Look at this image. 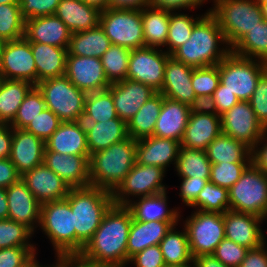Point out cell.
Instances as JSON below:
<instances>
[{"mask_svg": "<svg viewBox=\"0 0 267 267\" xmlns=\"http://www.w3.org/2000/svg\"><path fill=\"white\" fill-rule=\"evenodd\" d=\"M132 219L126 206L113 204L76 259L92 267L127 266V240Z\"/></svg>", "mask_w": 267, "mask_h": 267, "instance_id": "cell-1", "label": "cell"}, {"mask_svg": "<svg viewBox=\"0 0 267 267\" xmlns=\"http://www.w3.org/2000/svg\"><path fill=\"white\" fill-rule=\"evenodd\" d=\"M230 52L231 48L209 8L196 22L190 38L171 56L186 65L198 68L217 65Z\"/></svg>", "mask_w": 267, "mask_h": 267, "instance_id": "cell-2", "label": "cell"}, {"mask_svg": "<svg viewBox=\"0 0 267 267\" xmlns=\"http://www.w3.org/2000/svg\"><path fill=\"white\" fill-rule=\"evenodd\" d=\"M73 213L76 257L98 229L113 203L112 192L98 187L71 188L65 198Z\"/></svg>", "mask_w": 267, "mask_h": 267, "instance_id": "cell-3", "label": "cell"}, {"mask_svg": "<svg viewBox=\"0 0 267 267\" xmlns=\"http://www.w3.org/2000/svg\"><path fill=\"white\" fill-rule=\"evenodd\" d=\"M136 147L137 140L128 137L92 153L89 159L90 186L113 192L136 163Z\"/></svg>", "mask_w": 267, "mask_h": 267, "instance_id": "cell-4", "label": "cell"}, {"mask_svg": "<svg viewBox=\"0 0 267 267\" xmlns=\"http://www.w3.org/2000/svg\"><path fill=\"white\" fill-rule=\"evenodd\" d=\"M39 227L52 243L57 258H76V230L66 199L41 204Z\"/></svg>", "mask_w": 267, "mask_h": 267, "instance_id": "cell-5", "label": "cell"}, {"mask_svg": "<svg viewBox=\"0 0 267 267\" xmlns=\"http://www.w3.org/2000/svg\"><path fill=\"white\" fill-rule=\"evenodd\" d=\"M216 17L230 48L264 20L258 0H213Z\"/></svg>", "mask_w": 267, "mask_h": 267, "instance_id": "cell-6", "label": "cell"}, {"mask_svg": "<svg viewBox=\"0 0 267 267\" xmlns=\"http://www.w3.org/2000/svg\"><path fill=\"white\" fill-rule=\"evenodd\" d=\"M35 86L42 93L46 108L62 122L82 120L87 93L77 88L65 75L42 80Z\"/></svg>", "mask_w": 267, "mask_h": 267, "instance_id": "cell-7", "label": "cell"}, {"mask_svg": "<svg viewBox=\"0 0 267 267\" xmlns=\"http://www.w3.org/2000/svg\"><path fill=\"white\" fill-rule=\"evenodd\" d=\"M218 65L224 89L234 93L240 101H249L260 76L267 70V62L241 57L230 52Z\"/></svg>", "mask_w": 267, "mask_h": 267, "instance_id": "cell-8", "label": "cell"}, {"mask_svg": "<svg viewBox=\"0 0 267 267\" xmlns=\"http://www.w3.org/2000/svg\"><path fill=\"white\" fill-rule=\"evenodd\" d=\"M230 210L267 220V175L251 163L229 189Z\"/></svg>", "mask_w": 267, "mask_h": 267, "instance_id": "cell-9", "label": "cell"}, {"mask_svg": "<svg viewBox=\"0 0 267 267\" xmlns=\"http://www.w3.org/2000/svg\"><path fill=\"white\" fill-rule=\"evenodd\" d=\"M191 256L213 254L225 238L224 215L196 210L185 222Z\"/></svg>", "mask_w": 267, "mask_h": 267, "instance_id": "cell-10", "label": "cell"}, {"mask_svg": "<svg viewBox=\"0 0 267 267\" xmlns=\"http://www.w3.org/2000/svg\"><path fill=\"white\" fill-rule=\"evenodd\" d=\"M99 24L111 44L130 50L145 47L141 11L105 9L101 11Z\"/></svg>", "mask_w": 267, "mask_h": 267, "instance_id": "cell-11", "label": "cell"}, {"mask_svg": "<svg viewBox=\"0 0 267 267\" xmlns=\"http://www.w3.org/2000/svg\"><path fill=\"white\" fill-rule=\"evenodd\" d=\"M167 170L154 165L135 163L124 180L112 192L113 203L119 206L128 205L132 197L140 198L160 194L167 190L162 183Z\"/></svg>", "mask_w": 267, "mask_h": 267, "instance_id": "cell-12", "label": "cell"}, {"mask_svg": "<svg viewBox=\"0 0 267 267\" xmlns=\"http://www.w3.org/2000/svg\"><path fill=\"white\" fill-rule=\"evenodd\" d=\"M220 118L222 134L244 143L251 150L267 131L258 121L249 101H239Z\"/></svg>", "mask_w": 267, "mask_h": 267, "instance_id": "cell-13", "label": "cell"}, {"mask_svg": "<svg viewBox=\"0 0 267 267\" xmlns=\"http://www.w3.org/2000/svg\"><path fill=\"white\" fill-rule=\"evenodd\" d=\"M169 56L170 54L164 49L156 47L131 50L126 79L149 85L159 92L163 86L165 66Z\"/></svg>", "mask_w": 267, "mask_h": 267, "instance_id": "cell-14", "label": "cell"}, {"mask_svg": "<svg viewBox=\"0 0 267 267\" xmlns=\"http://www.w3.org/2000/svg\"><path fill=\"white\" fill-rule=\"evenodd\" d=\"M0 77L8 80H25L37 84V69L31 42L25 37L6 41L0 53Z\"/></svg>", "mask_w": 267, "mask_h": 267, "instance_id": "cell-15", "label": "cell"}, {"mask_svg": "<svg viewBox=\"0 0 267 267\" xmlns=\"http://www.w3.org/2000/svg\"><path fill=\"white\" fill-rule=\"evenodd\" d=\"M194 67L186 65L169 56L166 61L164 82L161 93L164 97L198 108L204 104L197 98L192 87V72Z\"/></svg>", "mask_w": 267, "mask_h": 267, "instance_id": "cell-16", "label": "cell"}, {"mask_svg": "<svg viewBox=\"0 0 267 267\" xmlns=\"http://www.w3.org/2000/svg\"><path fill=\"white\" fill-rule=\"evenodd\" d=\"M65 76L86 93L107 90L111 85L97 57L67 55Z\"/></svg>", "mask_w": 267, "mask_h": 267, "instance_id": "cell-17", "label": "cell"}, {"mask_svg": "<svg viewBox=\"0 0 267 267\" xmlns=\"http://www.w3.org/2000/svg\"><path fill=\"white\" fill-rule=\"evenodd\" d=\"M222 133L220 116L205 105L193 108L181 146L206 150L207 146Z\"/></svg>", "mask_w": 267, "mask_h": 267, "instance_id": "cell-18", "label": "cell"}, {"mask_svg": "<svg viewBox=\"0 0 267 267\" xmlns=\"http://www.w3.org/2000/svg\"><path fill=\"white\" fill-rule=\"evenodd\" d=\"M224 215L225 238L248 249H255L266 242L263 234L262 217L244 212L227 210Z\"/></svg>", "mask_w": 267, "mask_h": 267, "instance_id": "cell-19", "label": "cell"}, {"mask_svg": "<svg viewBox=\"0 0 267 267\" xmlns=\"http://www.w3.org/2000/svg\"><path fill=\"white\" fill-rule=\"evenodd\" d=\"M8 219L29 227L33 232L39 226L41 203L20 178L6 188ZM38 225V226H37Z\"/></svg>", "mask_w": 267, "mask_h": 267, "instance_id": "cell-20", "label": "cell"}, {"mask_svg": "<svg viewBox=\"0 0 267 267\" xmlns=\"http://www.w3.org/2000/svg\"><path fill=\"white\" fill-rule=\"evenodd\" d=\"M107 90L112 94L118 117L126 123L157 93L151 86L130 79L111 84Z\"/></svg>", "mask_w": 267, "mask_h": 267, "instance_id": "cell-21", "label": "cell"}, {"mask_svg": "<svg viewBox=\"0 0 267 267\" xmlns=\"http://www.w3.org/2000/svg\"><path fill=\"white\" fill-rule=\"evenodd\" d=\"M21 179L41 204L63 200L71 189L61 177L44 163L25 172Z\"/></svg>", "mask_w": 267, "mask_h": 267, "instance_id": "cell-22", "label": "cell"}, {"mask_svg": "<svg viewBox=\"0 0 267 267\" xmlns=\"http://www.w3.org/2000/svg\"><path fill=\"white\" fill-rule=\"evenodd\" d=\"M89 159L90 156L44 151L43 163L61 177L70 188H85L90 186Z\"/></svg>", "mask_w": 267, "mask_h": 267, "instance_id": "cell-23", "label": "cell"}, {"mask_svg": "<svg viewBox=\"0 0 267 267\" xmlns=\"http://www.w3.org/2000/svg\"><path fill=\"white\" fill-rule=\"evenodd\" d=\"M45 142L26 131L13 128L10 161L22 176L25 172L43 163Z\"/></svg>", "mask_w": 267, "mask_h": 267, "instance_id": "cell-24", "label": "cell"}, {"mask_svg": "<svg viewBox=\"0 0 267 267\" xmlns=\"http://www.w3.org/2000/svg\"><path fill=\"white\" fill-rule=\"evenodd\" d=\"M71 31L55 14L25 20V38L29 42H38L68 48Z\"/></svg>", "mask_w": 267, "mask_h": 267, "instance_id": "cell-25", "label": "cell"}, {"mask_svg": "<svg viewBox=\"0 0 267 267\" xmlns=\"http://www.w3.org/2000/svg\"><path fill=\"white\" fill-rule=\"evenodd\" d=\"M181 143L171 138L151 136L137 140L136 163L154 165L164 170L177 163Z\"/></svg>", "mask_w": 267, "mask_h": 267, "instance_id": "cell-26", "label": "cell"}, {"mask_svg": "<svg viewBox=\"0 0 267 267\" xmlns=\"http://www.w3.org/2000/svg\"><path fill=\"white\" fill-rule=\"evenodd\" d=\"M193 108L163 96L153 136L171 138L181 143Z\"/></svg>", "mask_w": 267, "mask_h": 267, "instance_id": "cell-27", "label": "cell"}, {"mask_svg": "<svg viewBox=\"0 0 267 267\" xmlns=\"http://www.w3.org/2000/svg\"><path fill=\"white\" fill-rule=\"evenodd\" d=\"M45 151L90 156L84 123L82 121L62 122L45 142Z\"/></svg>", "mask_w": 267, "mask_h": 267, "instance_id": "cell-28", "label": "cell"}, {"mask_svg": "<svg viewBox=\"0 0 267 267\" xmlns=\"http://www.w3.org/2000/svg\"><path fill=\"white\" fill-rule=\"evenodd\" d=\"M178 221H139L132 219L127 240V266L130 258L149 246L158 245Z\"/></svg>", "mask_w": 267, "mask_h": 267, "instance_id": "cell-29", "label": "cell"}, {"mask_svg": "<svg viewBox=\"0 0 267 267\" xmlns=\"http://www.w3.org/2000/svg\"><path fill=\"white\" fill-rule=\"evenodd\" d=\"M101 11L81 0H61L55 15L71 33L86 31L99 25Z\"/></svg>", "mask_w": 267, "mask_h": 267, "instance_id": "cell-30", "label": "cell"}, {"mask_svg": "<svg viewBox=\"0 0 267 267\" xmlns=\"http://www.w3.org/2000/svg\"><path fill=\"white\" fill-rule=\"evenodd\" d=\"M167 191L160 194L140 197L126 205L134 220L139 221H179L180 213L178 209H168Z\"/></svg>", "mask_w": 267, "mask_h": 267, "instance_id": "cell-31", "label": "cell"}, {"mask_svg": "<svg viewBox=\"0 0 267 267\" xmlns=\"http://www.w3.org/2000/svg\"><path fill=\"white\" fill-rule=\"evenodd\" d=\"M68 48L31 42V50L37 69V83L65 75Z\"/></svg>", "mask_w": 267, "mask_h": 267, "instance_id": "cell-32", "label": "cell"}, {"mask_svg": "<svg viewBox=\"0 0 267 267\" xmlns=\"http://www.w3.org/2000/svg\"><path fill=\"white\" fill-rule=\"evenodd\" d=\"M90 155L128 138L127 123L119 117L98 123H84Z\"/></svg>", "mask_w": 267, "mask_h": 267, "instance_id": "cell-33", "label": "cell"}, {"mask_svg": "<svg viewBox=\"0 0 267 267\" xmlns=\"http://www.w3.org/2000/svg\"><path fill=\"white\" fill-rule=\"evenodd\" d=\"M111 42L100 24L92 29L71 34L68 55L97 57L109 49Z\"/></svg>", "mask_w": 267, "mask_h": 267, "instance_id": "cell-34", "label": "cell"}, {"mask_svg": "<svg viewBox=\"0 0 267 267\" xmlns=\"http://www.w3.org/2000/svg\"><path fill=\"white\" fill-rule=\"evenodd\" d=\"M205 152L211 164L252 162V150L248 146L222 133L207 146Z\"/></svg>", "mask_w": 267, "mask_h": 267, "instance_id": "cell-35", "label": "cell"}, {"mask_svg": "<svg viewBox=\"0 0 267 267\" xmlns=\"http://www.w3.org/2000/svg\"><path fill=\"white\" fill-rule=\"evenodd\" d=\"M25 80H0V123L11 124L25 96L34 87Z\"/></svg>", "mask_w": 267, "mask_h": 267, "instance_id": "cell-36", "label": "cell"}, {"mask_svg": "<svg viewBox=\"0 0 267 267\" xmlns=\"http://www.w3.org/2000/svg\"><path fill=\"white\" fill-rule=\"evenodd\" d=\"M162 103L163 95L159 92L146 101L128 121V136L135 140L153 136Z\"/></svg>", "mask_w": 267, "mask_h": 267, "instance_id": "cell-37", "label": "cell"}, {"mask_svg": "<svg viewBox=\"0 0 267 267\" xmlns=\"http://www.w3.org/2000/svg\"><path fill=\"white\" fill-rule=\"evenodd\" d=\"M145 47L166 46L170 12L146 7L141 10Z\"/></svg>", "mask_w": 267, "mask_h": 267, "instance_id": "cell-38", "label": "cell"}, {"mask_svg": "<svg viewBox=\"0 0 267 267\" xmlns=\"http://www.w3.org/2000/svg\"><path fill=\"white\" fill-rule=\"evenodd\" d=\"M176 226H172L159 243L166 266L183 265L193 261L186 229L183 228L180 232Z\"/></svg>", "mask_w": 267, "mask_h": 267, "instance_id": "cell-39", "label": "cell"}, {"mask_svg": "<svg viewBox=\"0 0 267 267\" xmlns=\"http://www.w3.org/2000/svg\"><path fill=\"white\" fill-rule=\"evenodd\" d=\"M234 54L267 62V20L247 32L232 48Z\"/></svg>", "mask_w": 267, "mask_h": 267, "instance_id": "cell-40", "label": "cell"}, {"mask_svg": "<svg viewBox=\"0 0 267 267\" xmlns=\"http://www.w3.org/2000/svg\"><path fill=\"white\" fill-rule=\"evenodd\" d=\"M175 170L180 177L210 179L211 162L204 150L180 146Z\"/></svg>", "mask_w": 267, "mask_h": 267, "instance_id": "cell-41", "label": "cell"}, {"mask_svg": "<svg viewBox=\"0 0 267 267\" xmlns=\"http://www.w3.org/2000/svg\"><path fill=\"white\" fill-rule=\"evenodd\" d=\"M118 117L112 94L108 90L87 93L83 123H98Z\"/></svg>", "mask_w": 267, "mask_h": 267, "instance_id": "cell-42", "label": "cell"}, {"mask_svg": "<svg viewBox=\"0 0 267 267\" xmlns=\"http://www.w3.org/2000/svg\"><path fill=\"white\" fill-rule=\"evenodd\" d=\"M130 53L131 50L126 47L111 44L109 49L101 56L103 69L110 84L126 79Z\"/></svg>", "mask_w": 267, "mask_h": 267, "instance_id": "cell-43", "label": "cell"}, {"mask_svg": "<svg viewBox=\"0 0 267 267\" xmlns=\"http://www.w3.org/2000/svg\"><path fill=\"white\" fill-rule=\"evenodd\" d=\"M202 16L170 12L168 36L166 39L167 54H172L179 46L183 45L191 36L193 27Z\"/></svg>", "mask_w": 267, "mask_h": 267, "instance_id": "cell-44", "label": "cell"}, {"mask_svg": "<svg viewBox=\"0 0 267 267\" xmlns=\"http://www.w3.org/2000/svg\"><path fill=\"white\" fill-rule=\"evenodd\" d=\"M190 207L203 212L223 214L230 210L229 190L209 181Z\"/></svg>", "mask_w": 267, "mask_h": 267, "instance_id": "cell-45", "label": "cell"}, {"mask_svg": "<svg viewBox=\"0 0 267 267\" xmlns=\"http://www.w3.org/2000/svg\"><path fill=\"white\" fill-rule=\"evenodd\" d=\"M0 35L6 41L25 36V20L21 16L20 3L0 4Z\"/></svg>", "mask_w": 267, "mask_h": 267, "instance_id": "cell-46", "label": "cell"}, {"mask_svg": "<svg viewBox=\"0 0 267 267\" xmlns=\"http://www.w3.org/2000/svg\"><path fill=\"white\" fill-rule=\"evenodd\" d=\"M191 82L197 98L205 105L220 82L218 65L194 68Z\"/></svg>", "mask_w": 267, "mask_h": 267, "instance_id": "cell-47", "label": "cell"}, {"mask_svg": "<svg viewBox=\"0 0 267 267\" xmlns=\"http://www.w3.org/2000/svg\"><path fill=\"white\" fill-rule=\"evenodd\" d=\"M34 232L24 224L10 219H0V249L35 246L30 240Z\"/></svg>", "mask_w": 267, "mask_h": 267, "instance_id": "cell-48", "label": "cell"}, {"mask_svg": "<svg viewBox=\"0 0 267 267\" xmlns=\"http://www.w3.org/2000/svg\"><path fill=\"white\" fill-rule=\"evenodd\" d=\"M46 108L42 93L34 86L25 96L18 112L10 124L13 128L25 129L27 125Z\"/></svg>", "mask_w": 267, "mask_h": 267, "instance_id": "cell-49", "label": "cell"}, {"mask_svg": "<svg viewBox=\"0 0 267 267\" xmlns=\"http://www.w3.org/2000/svg\"><path fill=\"white\" fill-rule=\"evenodd\" d=\"M252 162H222L218 164H211L210 182L229 189L239 179L244 170Z\"/></svg>", "mask_w": 267, "mask_h": 267, "instance_id": "cell-50", "label": "cell"}, {"mask_svg": "<svg viewBox=\"0 0 267 267\" xmlns=\"http://www.w3.org/2000/svg\"><path fill=\"white\" fill-rule=\"evenodd\" d=\"M61 123L62 121L57 115L45 108L36 118L32 119L25 130L46 142Z\"/></svg>", "mask_w": 267, "mask_h": 267, "instance_id": "cell-51", "label": "cell"}, {"mask_svg": "<svg viewBox=\"0 0 267 267\" xmlns=\"http://www.w3.org/2000/svg\"><path fill=\"white\" fill-rule=\"evenodd\" d=\"M248 248L224 238L216 247L213 255L225 266L238 267L246 257Z\"/></svg>", "mask_w": 267, "mask_h": 267, "instance_id": "cell-52", "label": "cell"}, {"mask_svg": "<svg viewBox=\"0 0 267 267\" xmlns=\"http://www.w3.org/2000/svg\"><path fill=\"white\" fill-rule=\"evenodd\" d=\"M249 103L258 121L267 130V70L260 76Z\"/></svg>", "mask_w": 267, "mask_h": 267, "instance_id": "cell-53", "label": "cell"}, {"mask_svg": "<svg viewBox=\"0 0 267 267\" xmlns=\"http://www.w3.org/2000/svg\"><path fill=\"white\" fill-rule=\"evenodd\" d=\"M61 0H20L21 16L24 20L54 15Z\"/></svg>", "mask_w": 267, "mask_h": 267, "instance_id": "cell-54", "label": "cell"}, {"mask_svg": "<svg viewBox=\"0 0 267 267\" xmlns=\"http://www.w3.org/2000/svg\"><path fill=\"white\" fill-rule=\"evenodd\" d=\"M36 246L0 249V267H21L36 253Z\"/></svg>", "mask_w": 267, "mask_h": 267, "instance_id": "cell-55", "label": "cell"}, {"mask_svg": "<svg viewBox=\"0 0 267 267\" xmlns=\"http://www.w3.org/2000/svg\"><path fill=\"white\" fill-rule=\"evenodd\" d=\"M239 101L240 100L234 93L224 89V85L219 82L217 89L214 91L212 97L208 100L205 106L220 116L224 112L230 110Z\"/></svg>", "mask_w": 267, "mask_h": 267, "instance_id": "cell-56", "label": "cell"}, {"mask_svg": "<svg viewBox=\"0 0 267 267\" xmlns=\"http://www.w3.org/2000/svg\"><path fill=\"white\" fill-rule=\"evenodd\" d=\"M135 267H166L161 248L158 245L149 246L136 253L128 262Z\"/></svg>", "mask_w": 267, "mask_h": 267, "instance_id": "cell-57", "label": "cell"}, {"mask_svg": "<svg viewBox=\"0 0 267 267\" xmlns=\"http://www.w3.org/2000/svg\"><path fill=\"white\" fill-rule=\"evenodd\" d=\"M179 197L182 199L184 205L190 207L197 199L198 194L210 179L195 178V177H181Z\"/></svg>", "mask_w": 267, "mask_h": 267, "instance_id": "cell-58", "label": "cell"}, {"mask_svg": "<svg viewBox=\"0 0 267 267\" xmlns=\"http://www.w3.org/2000/svg\"><path fill=\"white\" fill-rule=\"evenodd\" d=\"M208 0H148V6L158 10L169 12L182 11L183 9L192 10L203 5ZM182 9V10H181Z\"/></svg>", "mask_w": 267, "mask_h": 267, "instance_id": "cell-59", "label": "cell"}, {"mask_svg": "<svg viewBox=\"0 0 267 267\" xmlns=\"http://www.w3.org/2000/svg\"><path fill=\"white\" fill-rule=\"evenodd\" d=\"M238 267H267V244L249 249L246 257Z\"/></svg>", "mask_w": 267, "mask_h": 267, "instance_id": "cell-60", "label": "cell"}, {"mask_svg": "<svg viewBox=\"0 0 267 267\" xmlns=\"http://www.w3.org/2000/svg\"><path fill=\"white\" fill-rule=\"evenodd\" d=\"M21 178L9 158L0 159V187L8 188Z\"/></svg>", "mask_w": 267, "mask_h": 267, "instance_id": "cell-61", "label": "cell"}, {"mask_svg": "<svg viewBox=\"0 0 267 267\" xmlns=\"http://www.w3.org/2000/svg\"><path fill=\"white\" fill-rule=\"evenodd\" d=\"M252 163L267 175V131L252 149Z\"/></svg>", "mask_w": 267, "mask_h": 267, "instance_id": "cell-62", "label": "cell"}, {"mask_svg": "<svg viewBox=\"0 0 267 267\" xmlns=\"http://www.w3.org/2000/svg\"><path fill=\"white\" fill-rule=\"evenodd\" d=\"M12 138L13 127L10 124L0 123V159L10 157Z\"/></svg>", "mask_w": 267, "mask_h": 267, "instance_id": "cell-63", "label": "cell"}, {"mask_svg": "<svg viewBox=\"0 0 267 267\" xmlns=\"http://www.w3.org/2000/svg\"><path fill=\"white\" fill-rule=\"evenodd\" d=\"M148 7V0H108L107 9L141 11Z\"/></svg>", "mask_w": 267, "mask_h": 267, "instance_id": "cell-64", "label": "cell"}, {"mask_svg": "<svg viewBox=\"0 0 267 267\" xmlns=\"http://www.w3.org/2000/svg\"><path fill=\"white\" fill-rule=\"evenodd\" d=\"M196 267H228L222 264L213 254L193 258Z\"/></svg>", "mask_w": 267, "mask_h": 267, "instance_id": "cell-65", "label": "cell"}, {"mask_svg": "<svg viewBox=\"0 0 267 267\" xmlns=\"http://www.w3.org/2000/svg\"><path fill=\"white\" fill-rule=\"evenodd\" d=\"M53 267H92L81 263L76 258H57Z\"/></svg>", "mask_w": 267, "mask_h": 267, "instance_id": "cell-66", "label": "cell"}, {"mask_svg": "<svg viewBox=\"0 0 267 267\" xmlns=\"http://www.w3.org/2000/svg\"><path fill=\"white\" fill-rule=\"evenodd\" d=\"M0 219H8L6 188L0 187Z\"/></svg>", "mask_w": 267, "mask_h": 267, "instance_id": "cell-67", "label": "cell"}, {"mask_svg": "<svg viewBox=\"0 0 267 267\" xmlns=\"http://www.w3.org/2000/svg\"><path fill=\"white\" fill-rule=\"evenodd\" d=\"M87 5L93 6L100 11L107 9L108 0H81Z\"/></svg>", "mask_w": 267, "mask_h": 267, "instance_id": "cell-68", "label": "cell"}, {"mask_svg": "<svg viewBox=\"0 0 267 267\" xmlns=\"http://www.w3.org/2000/svg\"><path fill=\"white\" fill-rule=\"evenodd\" d=\"M36 254H34L23 266L21 267H43L40 265L39 261L36 260Z\"/></svg>", "mask_w": 267, "mask_h": 267, "instance_id": "cell-69", "label": "cell"}, {"mask_svg": "<svg viewBox=\"0 0 267 267\" xmlns=\"http://www.w3.org/2000/svg\"><path fill=\"white\" fill-rule=\"evenodd\" d=\"M264 19L267 20V3H260Z\"/></svg>", "mask_w": 267, "mask_h": 267, "instance_id": "cell-70", "label": "cell"}, {"mask_svg": "<svg viewBox=\"0 0 267 267\" xmlns=\"http://www.w3.org/2000/svg\"><path fill=\"white\" fill-rule=\"evenodd\" d=\"M193 265V266H192ZM166 267H196L194 261L188 263V264H183V265H175V266H166Z\"/></svg>", "mask_w": 267, "mask_h": 267, "instance_id": "cell-71", "label": "cell"}, {"mask_svg": "<svg viewBox=\"0 0 267 267\" xmlns=\"http://www.w3.org/2000/svg\"><path fill=\"white\" fill-rule=\"evenodd\" d=\"M20 3V0H0V4Z\"/></svg>", "mask_w": 267, "mask_h": 267, "instance_id": "cell-72", "label": "cell"}, {"mask_svg": "<svg viewBox=\"0 0 267 267\" xmlns=\"http://www.w3.org/2000/svg\"><path fill=\"white\" fill-rule=\"evenodd\" d=\"M5 43H6V40L0 35V53L2 49L4 48Z\"/></svg>", "mask_w": 267, "mask_h": 267, "instance_id": "cell-73", "label": "cell"}, {"mask_svg": "<svg viewBox=\"0 0 267 267\" xmlns=\"http://www.w3.org/2000/svg\"><path fill=\"white\" fill-rule=\"evenodd\" d=\"M259 3H267V0H258Z\"/></svg>", "mask_w": 267, "mask_h": 267, "instance_id": "cell-74", "label": "cell"}, {"mask_svg": "<svg viewBox=\"0 0 267 267\" xmlns=\"http://www.w3.org/2000/svg\"><path fill=\"white\" fill-rule=\"evenodd\" d=\"M108 267H127V266L125 265V266H108Z\"/></svg>", "mask_w": 267, "mask_h": 267, "instance_id": "cell-75", "label": "cell"}]
</instances>
